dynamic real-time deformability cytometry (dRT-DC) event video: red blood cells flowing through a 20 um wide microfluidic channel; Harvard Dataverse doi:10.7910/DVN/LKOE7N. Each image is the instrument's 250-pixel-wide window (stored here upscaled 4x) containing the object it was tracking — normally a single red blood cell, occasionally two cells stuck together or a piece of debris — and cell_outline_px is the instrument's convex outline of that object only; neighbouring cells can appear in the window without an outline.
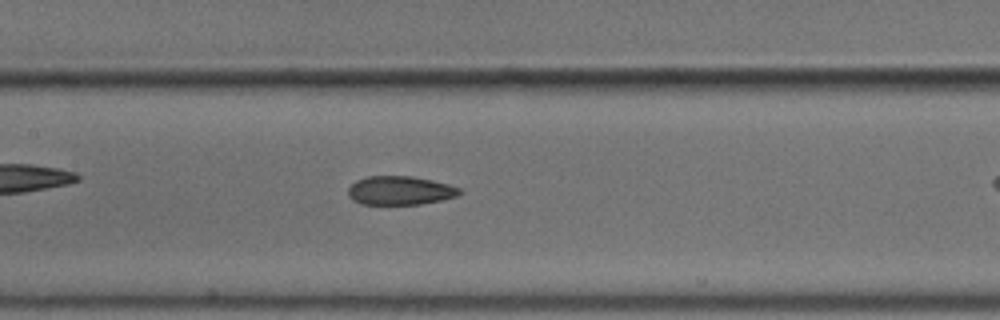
{"species": "common noctule bat (a hibernating species)", "species_latin": "Nyctalus noctula", "temperature_condition": "cold", "stored_images_in_passage": 44, "camera_frame_rate_fps": 3000, "um_per_image_px": 0.085, "animal": {"sex": "male", "body_mass_g": 18.8}, "frame": {"image": 1, "passage_image": 26, "time_ms": 8.333, "image_size_px": [1000, 320], "cell_outline_px": [[464, 192], [456, 196], [440, 200], [420, 204], [360, 204], [352, 200], [348, 196], [348, 188], [356, 180], [368, 176], [412, 176], [432, 180], [448, 184], [460, 188]], "centroid_in_image_um": [33.99, 16.19], "position_along_channel_um": 173.4, "area_um2": 18.73}}